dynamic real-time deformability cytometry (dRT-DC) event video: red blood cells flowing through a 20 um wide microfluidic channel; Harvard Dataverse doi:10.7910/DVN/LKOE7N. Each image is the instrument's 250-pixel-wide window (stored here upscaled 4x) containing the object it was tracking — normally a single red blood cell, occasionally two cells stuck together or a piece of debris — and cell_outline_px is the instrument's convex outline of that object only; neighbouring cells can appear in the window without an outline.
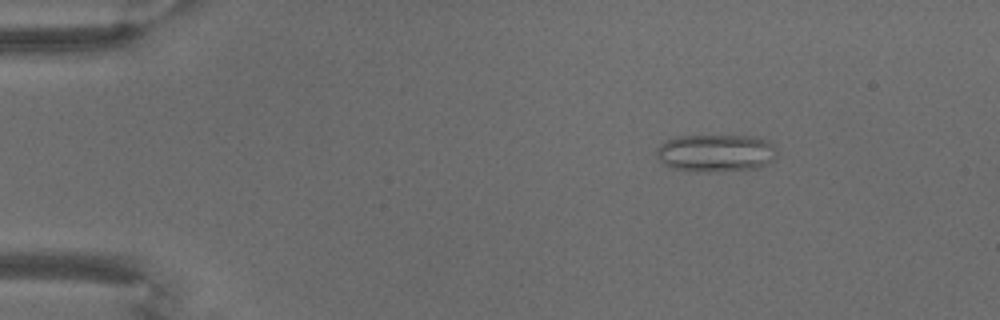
{"species": "common noctule bat (a hibernating species)", "species_latin": "Nyctalus noctula", "temperature_condition": "warm", "stored_images_in_passage": 71, "camera_frame_rate_fps": 3000, "um_per_image_px": 0.085, "animal": {"sex": "male", "body_mass_g": 18.8}, "frame": {"image": 1, "passage_image": 11, "time_ms": 3.333, "image_size_px": [1000, 320], "cell_outline_px": [[776, 160], [760, 168], [720, 172], [688, 172], [672, 168], [664, 164], [660, 160], [656, 152], [656, 148], [660, 144], [676, 136], [756, 136], [768, 140], [772, 144], [776, 152]], "centroid_in_image_um": [60.87, 13.03], "position_along_channel_um": 24.1, "area_um2": 26.93}}
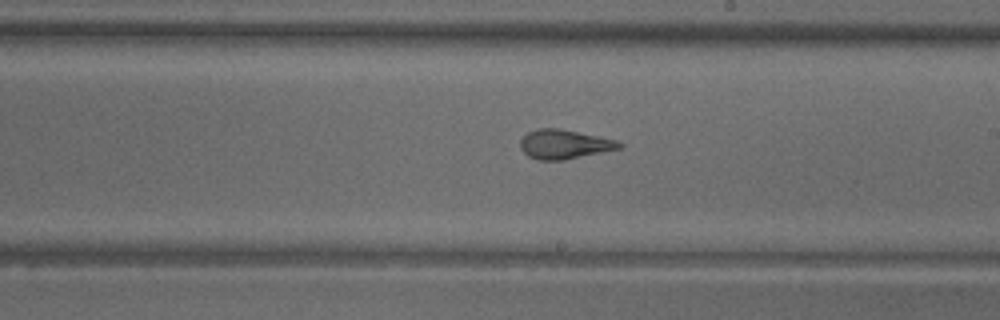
{"frame": {"image": 2, "passage_image": 42, "time_ms": 13.667, "image_size_px": [1000, 320], "cell_outline_px": [[624, 144], [620, 148], [564, 160], [536, 160], [528, 156], [520, 148], [520, 140], [528, 132], [536, 128], [560, 128], [616, 140]], "centroid_in_image_um": [47.93, 12.26], "position_along_channel_um": 241.1, "area_um2": 16.82}}
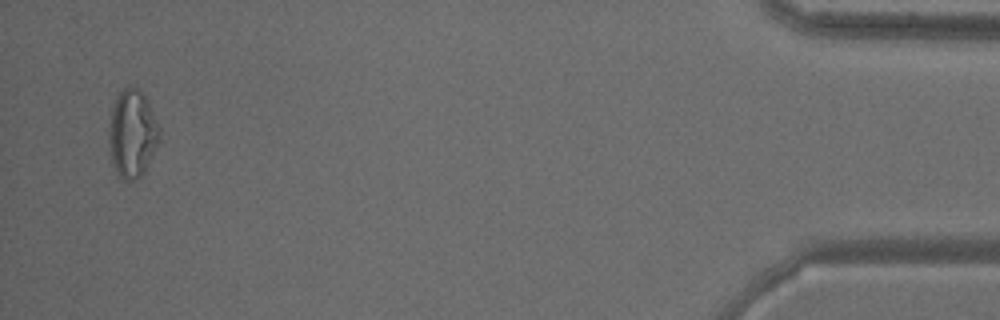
{"frame": {"image": 3, "passage_image": 69, "time_ms": 22.667, "image_size_px": [1000, 320], "cell_outline_px": [[160, 140], [144, 172], [136, 180], [120, 180], [112, 164], [108, 144], [108, 124], [112, 104], [116, 96], [124, 88], [132, 84], [140, 88], [148, 100], [160, 128]], "centroid_in_image_um": [11.22, 11.33], "position_along_channel_um": 424.0, "area_um2": 26.65}}